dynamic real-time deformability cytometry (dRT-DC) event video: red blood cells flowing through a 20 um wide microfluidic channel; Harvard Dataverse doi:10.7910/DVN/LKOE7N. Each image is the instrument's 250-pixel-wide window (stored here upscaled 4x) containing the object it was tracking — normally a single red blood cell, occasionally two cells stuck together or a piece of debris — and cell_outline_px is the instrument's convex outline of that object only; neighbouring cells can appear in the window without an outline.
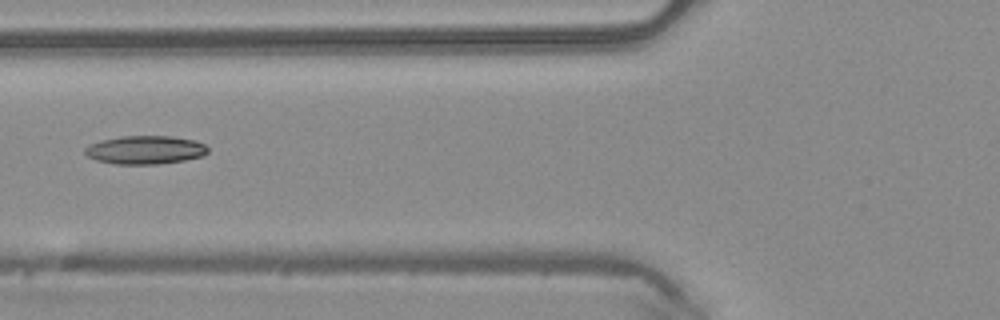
{"species": "common noctule bat (a hibernating species)", "species_latin": "Nyctalus noctula", "temperature_condition": "warm", "stored_images_in_passage": 6, "camera_frame_rate_fps": 3000, "um_per_image_px": 0.085, "animal": {"sex": "male", "body_mass_g": 20.4}, "frame": {"image": 1, "passage_image": 5, "time_ms": 1.333, "image_size_px": [1000, 320], "cell_outline_px": [[208, 152], [204, 156], [184, 160], [156, 164], [116, 164], [96, 160], [88, 156], [84, 152], [84, 148], [88, 144], [100, 140], [120, 136], [172, 136], [196, 140], [204, 144], [208, 148]], "centroid_in_image_um": [12.34, 12.73], "position_along_channel_um": 113.5, "area_um2": 20.52}}
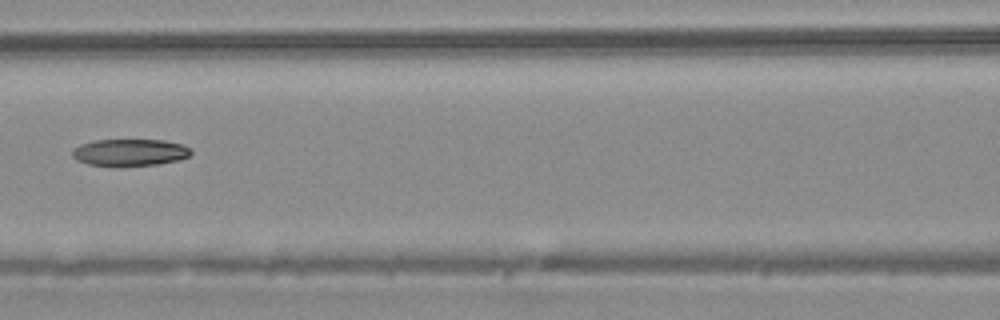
{"frame": {"image": 2, "passage_image": 6, "time_ms": 1.667, "image_size_px": [1000, 320], "cell_outline_px": [[192, 152], [188, 156], [176, 160], [156, 164], [116, 168], [112, 168], [88, 164], [76, 160], [72, 156], [72, 148], [80, 144], [96, 140], [164, 140], [180, 144], [188, 148]], "centroid_in_image_um": [10.94, 12.98], "position_along_channel_um": 155.7, "area_um2": 18.96}}